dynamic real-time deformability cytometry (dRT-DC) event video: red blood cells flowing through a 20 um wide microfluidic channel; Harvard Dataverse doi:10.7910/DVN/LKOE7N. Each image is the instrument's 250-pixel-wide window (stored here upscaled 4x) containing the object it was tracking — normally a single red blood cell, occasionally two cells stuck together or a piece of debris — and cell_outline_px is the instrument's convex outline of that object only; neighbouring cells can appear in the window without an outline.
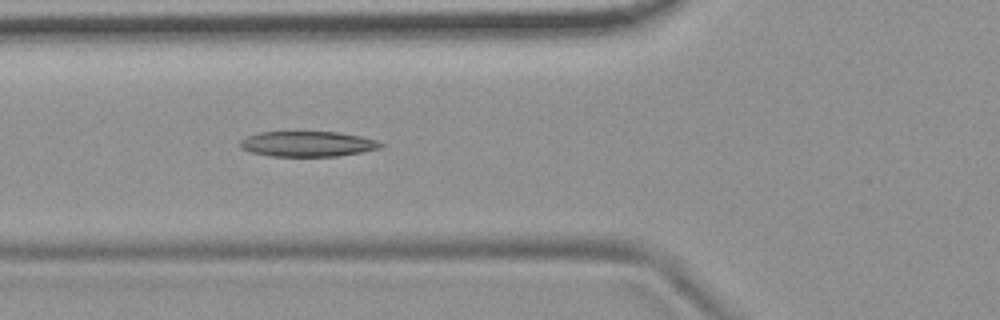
{"species": "common noctule bat (a hibernating species)", "species_latin": "Nyctalus noctula", "temperature_condition": "room temperature", "stored_images_in_passage": 4, "camera_frame_rate_fps": 3000, "um_per_image_px": 0.085, "animal": {"sex": "female", "body_mass_g": 19.9}, "frame": {"image": 1, "passage_image": 4, "time_ms": 3.333, "image_size_px": [1000, 320], "cell_outline_px": [[384, 144], [380, 148], [340, 156], [272, 156], [252, 152], [240, 148], [240, 140], [248, 136], [260, 132], [340, 132], [360, 136], [376, 140]], "centroid_in_image_um": [26.15, 12.23], "position_along_channel_um": 99.7, "area_um2": 20.63}}